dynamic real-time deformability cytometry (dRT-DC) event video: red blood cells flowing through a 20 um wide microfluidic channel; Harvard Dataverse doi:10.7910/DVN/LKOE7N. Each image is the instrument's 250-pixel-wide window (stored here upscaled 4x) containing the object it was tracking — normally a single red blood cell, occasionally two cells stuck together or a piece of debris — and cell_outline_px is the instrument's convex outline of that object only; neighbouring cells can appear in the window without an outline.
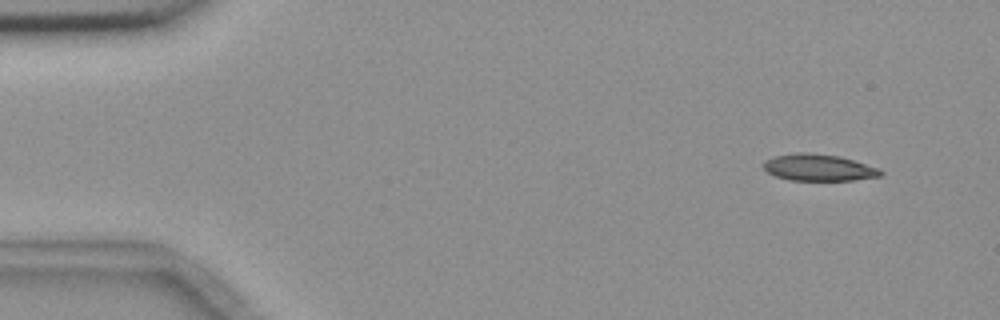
{"species": "common noctule bat (a hibernating species)", "species_latin": "Nyctalus noctula", "temperature_condition": "room temperature", "stored_images_in_passage": 4, "camera_frame_rate_fps": 3000, "um_per_image_px": 0.085, "animal": {"sex": "female", "body_mass_g": 18.4}, "frame": {"image": 1, "passage_image": 1, "time_ms": 0.0, "image_size_px": [1000, 320], "cell_outline_px": [[884, 172], [880, 176], [852, 180], [788, 180], [776, 176], [768, 172], [764, 168], [764, 160], [776, 156], [796, 152], [804, 152], [840, 156], [880, 168]], "centroid_in_image_um": [69.6, 14.24], "position_along_channel_um": 15.4, "area_um2": 18.15}}
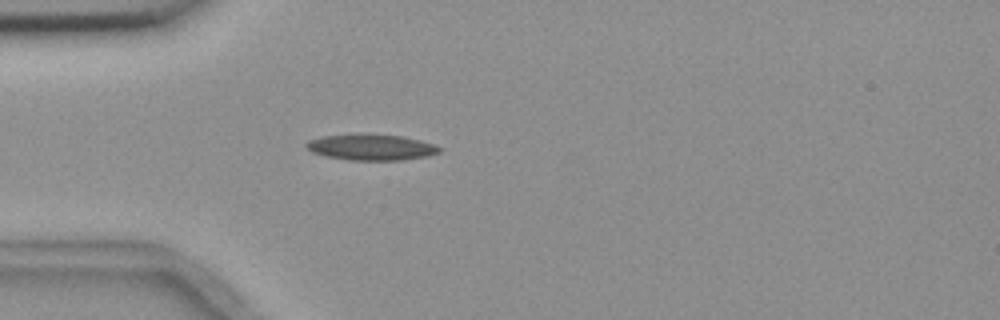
{"frame": {"image": 2, "passage_image": 4, "time_ms": 3.667, "image_size_px": [1000, 320], "cell_outline_px": [[444, 148], [440, 152], [428, 156], [400, 160], [352, 160], [328, 156], [312, 152], [304, 144], [308, 140], [320, 136], [360, 132], [400, 136], [420, 140], [436, 144]], "centroid_in_image_um": [31.57, 12.48], "position_along_channel_um": 53.4, "area_um2": 20.58}}